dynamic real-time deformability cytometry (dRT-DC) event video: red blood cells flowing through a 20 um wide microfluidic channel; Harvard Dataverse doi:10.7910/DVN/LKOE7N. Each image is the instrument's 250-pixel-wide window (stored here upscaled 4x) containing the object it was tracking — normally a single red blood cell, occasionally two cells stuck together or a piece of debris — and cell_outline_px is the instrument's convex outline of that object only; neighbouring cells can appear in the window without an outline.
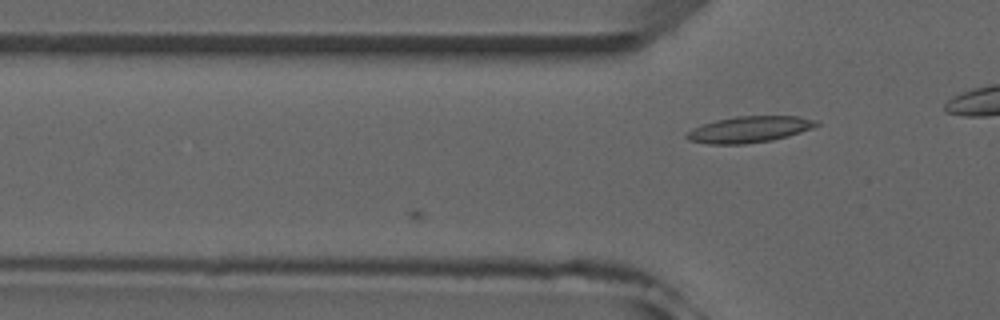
{"species": "common noctule bat (a hibernating species)", "species_latin": "Nyctalus noctula", "temperature_condition": "room temperature", "stored_images_in_passage": 13, "camera_frame_rate_fps": 3000, "um_per_image_px": 0.085, "animal": {"sex": "male", "forearm_length_mm": 52.5}, "frame": {"image": 1, "passage_image": 13, "time_ms": 4.0, "image_size_px": [1000, 320], "cell_outline_px": [[820, 124], [812, 128], [788, 136], [772, 140], [744, 144], [708, 144], [688, 140], [684, 136], [692, 128], [716, 120], [736, 116], [800, 116], [816, 120]], "centroid_in_image_um": [63.69, 11.0], "position_along_channel_um": 62.1, "area_um2": 19.83}}